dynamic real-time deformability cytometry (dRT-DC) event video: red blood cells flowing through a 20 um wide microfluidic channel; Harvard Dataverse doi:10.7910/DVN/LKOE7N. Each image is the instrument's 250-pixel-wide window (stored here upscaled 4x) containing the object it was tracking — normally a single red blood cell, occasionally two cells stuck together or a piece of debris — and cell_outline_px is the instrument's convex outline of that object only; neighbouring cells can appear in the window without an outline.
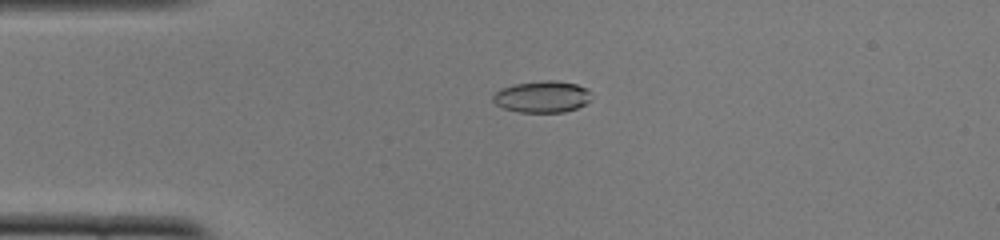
{"species": "common noctule bat (a hibernating species)", "species_latin": "Nyctalus noctula", "temperature_condition": "cold", "stored_images_in_passage": 51, "camera_frame_rate_fps": 3000, "um_per_image_px": 0.085, "animal": {"sex": "female", "body_mass_g": 22.0, "forearm_length_mm": 56.7}, "frame": {"image": 1, "passage_image": 12, "time_ms": 3.667, "image_size_px": [1000, 240], "cell_outline_px": [[588, 100], [584, 104], [576, 108], [564, 112], [520, 112], [504, 108], [496, 104], [492, 100], [492, 96], [500, 88], [512, 84], [540, 80], [556, 80], [576, 84], [588, 88]], "centroid_in_image_um": [46.03, 8.2], "position_along_channel_um": 39.0, "area_um2": 18.09}}
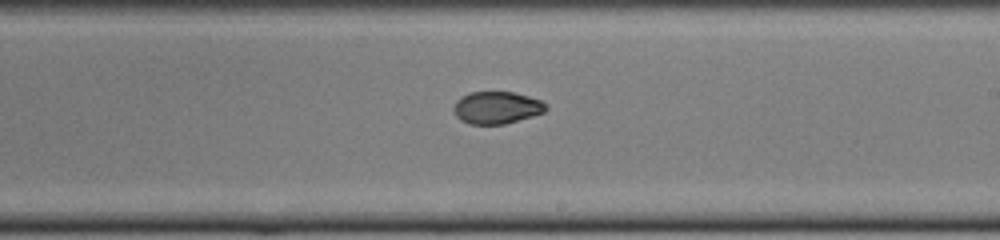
{"frame": {"image": 2, "passage_image": 30, "time_ms": 9.667, "image_size_px": [1000, 240], "cell_outline_px": [[548, 108], [544, 112], [532, 116], [504, 124], [468, 124], [460, 120], [456, 116], [452, 108], [456, 100], [460, 96], [468, 92], [512, 92], [528, 96], [540, 100]], "centroid_in_image_um": [42.16, 9.15], "position_along_channel_um": 246.8, "area_um2": 17.4}}
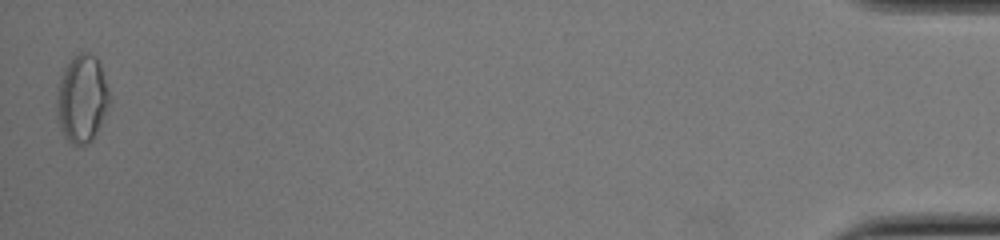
{"frame": {"image": 3, "passage_image": 51, "time_ms": 16.667, "image_size_px": [1000, 240], "cell_outline_px": [[112, 100], [96, 136], [88, 144], [72, 144], [64, 136], [60, 128], [56, 116], [56, 88], [60, 76], [64, 68], [72, 56], [80, 52], [88, 52], [100, 64]], "centroid_in_image_um": [6.96, 8.41], "position_along_channel_um": 428.2, "area_um2": 27.51}, "authors_computed_cell_mechanics": {"area_um2": 18.3804, "velocity_mm_per_s": 3.9011, "shape_relaxation_time_tau1_ms": 8.3419, "shape_relaxation_time_tau2_ms": 2.1692, "deformation_change_tau1": 0.1862, "deformation_change_tau2": 0.0489}}